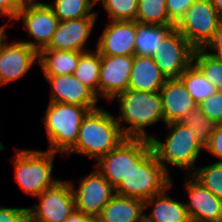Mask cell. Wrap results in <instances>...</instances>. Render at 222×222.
Listing matches in <instances>:
<instances>
[{
  "label": "cell",
  "mask_w": 222,
  "mask_h": 222,
  "mask_svg": "<svg viewBox=\"0 0 222 222\" xmlns=\"http://www.w3.org/2000/svg\"><path fill=\"white\" fill-rule=\"evenodd\" d=\"M63 222H95V218L74 210Z\"/></svg>",
  "instance_id": "39"
},
{
  "label": "cell",
  "mask_w": 222,
  "mask_h": 222,
  "mask_svg": "<svg viewBox=\"0 0 222 222\" xmlns=\"http://www.w3.org/2000/svg\"><path fill=\"white\" fill-rule=\"evenodd\" d=\"M195 1L196 0H166L167 14L170 21L176 25Z\"/></svg>",
  "instance_id": "34"
},
{
  "label": "cell",
  "mask_w": 222,
  "mask_h": 222,
  "mask_svg": "<svg viewBox=\"0 0 222 222\" xmlns=\"http://www.w3.org/2000/svg\"><path fill=\"white\" fill-rule=\"evenodd\" d=\"M193 64L205 78L215 85L216 90L222 91V61L214 58L202 48H197L193 55Z\"/></svg>",
  "instance_id": "30"
},
{
  "label": "cell",
  "mask_w": 222,
  "mask_h": 222,
  "mask_svg": "<svg viewBox=\"0 0 222 222\" xmlns=\"http://www.w3.org/2000/svg\"><path fill=\"white\" fill-rule=\"evenodd\" d=\"M126 138L115 117L98 107L84 116L77 141L66 155L77 153L98 160Z\"/></svg>",
  "instance_id": "1"
},
{
  "label": "cell",
  "mask_w": 222,
  "mask_h": 222,
  "mask_svg": "<svg viewBox=\"0 0 222 222\" xmlns=\"http://www.w3.org/2000/svg\"><path fill=\"white\" fill-rule=\"evenodd\" d=\"M99 1L109 13L110 21H135L138 0H96V3Z\"/></svg>",
  "instance_id": "32"
},
{
  "label": "cell",
  "mask_w": 222,
  "mask_h": 222,
  "mask_svg": "<svg viewBox=\"0 0 222 222\" xmlns=\"http://www.w3.org/2000/svg\"><path fill=\"white\" fill-rule=\"evenodd\" d=\"M205 188L222 200V163L199 167L191 174Z\"/></svg>",
  "instance_id": "31"
},
{
  "label": "cell",
  "mask_w": 222,
  "mask_h": 222,
  "mask_svg": "<svg viewBox=\"0 0 222 222\" xmlns=\"http://www.w3.org/2000/svg\"><path fill=\"white\" fill-rule=\"evenodd\" d=\"M135 21L149 25L173 24L167 14L166 0H138Z\"/></svg>",
  "instance_id": "29"
},
{
  "label": "cell",
  "mask_w": 222,
  "mask_h": 222,
  "mask_svg": "<svg viewBox=\"0 0 222 222\" xmlns=\"http://www.w3.org/2000/svg\"><path fill=\"white\" fill-rule=\"evenodd\" d=\"M220 23L211 0H196L175 28L197 49L207 44Z\"/></svg>",
  "instance_id": "8"
},
{
  "label": "cell",
  "mask_w": 222,
  "mask_h": 222,
  "mask_svg": "<svg viewBox=\"0 0 222 222\" xmlns=\"http://www.w3.org/2000/svg\"><path fill=\"white\" fill-rule=\"evenodd\" d=\"M15 150V180L26 194L37 197L60 181L51 176L56 153L23 148Z\"/></svg>",
  "instance_id": "6"
},
{
  "label": "cell",
  "mask_w": 222,
  "mask_h": 222,
  "mask_svg": "<svg viewBox=\"0 0 222 222\" xmlns=\"http://www.w3.org/2000/svg\"><path fill=\"white\" fill-rule=\"evenodd\" d=\"M101 55L95 51L84 52L78 61L72 75L87 86L99 98V74Z\"/></svg>",
  "instance_id": "25"
},
{
  "label": "cell",
  "mask_w": 222,
  "mask_h": 222,
  "mask_svg": "<svg viewBox=\"0 0 222 222\" xmlns=\"http://www.w3.org/2000/svg\"><path fill=\"white\" fill-rule=\"evenodd\" d=\"M37 198L39 203L28 207L29 222H63L75 210L70 181H58Z\"/></svg>",
  "instance_id": "9"
},
{
  "label": "cell",
  "mask_w": 222,
  "mask_h": 222,
  "mask_svg": "<svg viewBox=\"0 0 222 222\" xmlns=\"http://www.w3.org/2000/svg\"><path fill=\"white\" fill-rule=\"evenodd\" d=\"M0 222H29L28 208L0 206Z\"/></svg>",
  "instance_id": "35"
},
{
  "label": "cell",
  "mask_w": 222,
  "mask_h": 222,
  "mask_svg": "<svg viewBox=\"0 0 222 222\" xmlns=\"http://www.w3.org/2000/svg\"><path fill=\"white\" fill-rule=\"evenodd\" d=\"M205 51L211 49L214 52H207L211 56L216 59L222 61V22L218 25L217 29L215 30L213 37L207 42V44L202 48Z\"/></svg>",
  "instance_id": "36"
},
{
  "label": "cell",
  "mask_w": 222,
  "mask_h": 222,
  "mask_svg": "<svg viewBox=\"0 0 222 222\" xmlns=\"http://www.w3.org/2000/svg\"><path fill=\"white\" fill-rule=\"evenodd\" d=\"M195 48L174 28L156 48L152 58L166 79L179 78L193 63Z\"/></svg>",
  "instance_id": "10"
},
{
  "label": "cell",
  "mask_w": 222,
  "mask_h": 222,
  "mask_svg": "<svg viewBox=\"0 0 222 222\" xmlns=\"http://www.w3.org/2000/svg\"><path fill=\"white\" fill-rule=\"evenodd\" d=\"M175 28L174 24L149 25L136 22L134 55L152 57L161 41Z\"/></svg>",
  "instance_id": "24"
},
{
  "label": "cell",
  "mask_w": 222,
  "mask_h": 222,
  "mask_svg": "<svg viewBox=\"0 0 222 222\" xmlns=\"http://www.w3.org/2000/svg\"><path fill=\"white\" fill-rule=\"evenodd\" d=\"M152 57L134 55L133 67L129 78V89L144 92H157L166 82Z\"/></svg>",
  "instance_id": "20"
},
{
  "label": "cell",
  "mask_w": 222,
  "mask_h": 222,
  "mask_svg": "<svg viewBox=\"0 0 222 222\" xmlns=\"http://www.w3.org/2000/svg\"><path fill=\"white\" fill-rule=\"evenodd\" d=\"M89 109L66 103L49 102L42 118L54 153L66 154L76 143L80 125Z\"/></svg>",
  "instance_id": "5"
},
{
  "label": "cell",
  "mask_w": 222,
  "mask_h": 222,
  "mask_svg": "<svg viewBox=\"0 0 222 222\" xmlns=\"http://www.w3.org/2000/svg\"><path fill=\"white\" fill-rule=\"evenodd\" d=\"M164 191L144 201V210L152 206V212L144 214L149 222H191L184 202L177 201Z\"/></svg>",
  "instance_id": "22"
},
{
  "label": "cell",
  "mask_w": 222,
  "mask_h": 222,
  "mask_svg": "<svg viewBox=\"0 0 222 222\" xmlns=\"http://www.w3.org/2000/svg\"><path fill=\"white\" fill-rule=\"evenodd\" d=\"M189 179V180H188ZM189 202L184 203L191 222H222V200L191 174L185 180Z\"/></svg>",
  "instance_id": "15"
},
{
  "label": "cell",
  "mask_w": 222,
  "mask_h": 222,
  "mask_svg": "<svg viewBox=\"0 0 222 222\" xmlns=\"http://www.w3.org/2000/svg\"><path fill=\"white\" fill-rule=\"evenodd\" d=\"M134 55H101L99 74V96L112 100L117 94L128 89Z\"/></svg>",
  "instance_id": "14"
},
{
  "label": "cell",
  "mask_w": 222,
  "mask_h": 222,
  "mask_svg": "<svg viewBox=\"0 0 222 222\" xmlns=\"http://www.w3.org/2000/svg\"><path fill=\"white\" fill-rule=\"evenodd\" d=\"M70 185L74 195L75 210L94 218L116 194L115 188L97 169L82 177L78 189L72 181Z\"/></svg>",
  "instance_id": "12"
},
{
  "label": "cell",
  "mask_w": 222,
  "mask_h": 222,
  "mask_svg": "<svg viewBox=\"0 0 222 222\" xmlns=\"http://www.w3.org/2000/svg\"><path fill=\"white\" fill-rule=\"evenodd\" d=\"M151 150L152 145L149 139L127 137L115 149L101 156L95 166L116 188Z\"/></svg>",
  "instance_id": "7"
},
{
  "label": "cell",
  "mask_w": 222,
  "mask_h": 222,
  "mask_svg": "<svg viewBox=\"0 0 222 222\" xmlns=\"http://www.w3.org/2000/svg\"><path fill=\"white\" fill-rule=\"evenodd\" d=\"M4 40L0 48V86L22 78L39 63V52L23 41Z\"/></svg>",
  "instance_id": "13"
},
{
  "label": "cell",
  "mask_w": 222,
  "mask_h": 222,
  "mask_svg": "<svg viewBox=\"0 0 222 222\" xmlns=\"http://www.w3.org/2000/svg\"><path fill=\"white\" fill-rule=\"evenodd\" d=\"M169 129L165 142L159 141L151 135L152 150L158 161L168 173L167 164L180 169L191 171L197 166L196 160L200 152L204 149L196 139L193 131L180 122L165 124Z\"/></svg>",
  "instance_id": "3"
},
{
  "label": "cell",
  "mask_w": 222,
  "mask_h": 222,
  "mask_svg": "<svg viewBox=\"0 0 222 222\" xmlns=\"http://www.w3.org/2000/svg\"><path fill=\"white\" fill-rule=\"evenodd\" d=\"M15 19L22 20L29 37L34 39L23 42L38 52L49 45L59 22L48 3L37 0L24 4Z\"/></svg>",
  "instance_id": "11"
},
{
  "label": "cell",
  "mask_w": 222,
  "mask_h": 222,
  "mask_svg": "<svg viewBox=\"0 0 222 222\" xmlns=\"http://www.w3.org/2000/svg\"><path fill=\"white\" fill-rule=\"evenodd\" d=\"M160 96L164 124L180 122L187 112L197 106L180 78L167 79L160 89Z\"/></svg>",
  "instance_id": "19"
},
{
  "label": "cell",
  "mask_w": 222,
  "mask_h": 222,
  "mask_svg": "<svg viewBox=\"0 0 222 222\" xmlns=\"http://www.w3.org/2000/svg\"><path fill=\"white\" fill-rule=\"evenodd\" d=\"M51 85L49 102L66 103L87 107L89 110L98 108V97L72 74L45 76Z\"/></svg>",
  "instance_id": "18"
},
{
  "label": "cell",
  "mask_w": 222,
  "mask_h": 222,
  "mask_svg": "<svg viewBox=\"0 0 222 222\" xmlns=\"http://www.w3.org/2000/svg\"><path fill=\"white\" fill-rule=\"evenodd\" d=\"M8 25V23L7 24H4V25H2L1 27H0V48H1V45H2V42L4 41V40H6V38L8 37L7 35H6V29L9 27V26H7Z\"/></svg>",
  "instance_id": "41"
},
{
  "label": "cell",
  "mask_w": 222,
  "mask_h": 222,
  "mask_svg": "<svg viewBox=\"0 0 222 222\" xmlns=\"http://www.w3.org/2000/svg\"><path fill=\"white\" fill-rule=\"evenodd\" d=\"M19 1L24 5V4H26V3H28V2H30L32 0H19Z\"/></svg>",
  "instance_id": "42"
},
{
  "label": "cell",
  "mask_w": 222,
  "mask_h": 222,
  "mask_svg": "<svg viewBox=\"0 0 222 222\" xmlns=\"http://www.w3.org/2000/svg\"><path fill=\"white\" fill-rule=\"evenodd\" d=\"M6 149L4 145L0 142V151Z\"/></svg>",
  "instance_id": "43"
},
{
  "label": "cell",
  "mask_w": 222,
  "mask_h": 222,
  "mask_svg": "<svg viewBox=\"0 0 222 222\" xmlns=\"http://www.w3.org/2000/svg\"><path fill=\"white\" fill-rule=\"evenodd\" d=\"M84 52L42 49L39 65L45 76L72 74Z\"/></svg>",
  "instance_id": "23"
},
{
  "label": "cell",
  "mask_w": 222,
  "mask_h": 222,
  "mask_svg": "<svg viewBox=\"0 0 222 222\" xmlns=\"http://www.w3.org/2000/svg\"><path fill=\"white\" fill-rule=\"evenodd\" d=\"M22 6L23 4L19 0H0V16H8L9 23L11 20H15Z\"/></svg>",
  "instance_id": "38"
},
{
  "label": "cell",
  "mask_w": 222,
  "mask_h": 222,
  "mask_svg": "<svg viewBox=\"0 0 222 222\" xmlns=\"http://www.w3.org/2000/svg\"><path fill=\"white\" fill-rule=\"evenodd\" d=\"M213 7L215 8L216 12L218 13V16L222 22V0H211Z\"/></svg>",
  "instance_id": "40"
},
{
  "label": "cell",
  "mask_w": 222,
  "mask_h": 222,
  "mask_svg": "<svg viewBox=\"0 0 222 222\" xmlns=\"http://www.w3.org/2000/svg\"><path fill=\"white\" fill-rule=\"evenodd\" d=\"M96 18L59 21L51 42L43 49L87 52L85 45L92 33Z\"/></svg>",
  "instance_id": "16"
},
{
  "label": "cell",
  "mask_w": 222,
  "mask_h": 222,
  "mask_svg": "<svg viewBox=\"0 0 222 222\" xmlns=\"http://www.w3.org/2000/svg\"><path fill=\"white\" fill-rule=\"evenodd\" d=\"M144 211V201L115 194L95 222H142Z\"/></svg>",
  "instance_id": "21"
},
{
  "label": "cell",
  "mask_w": 222,
  "mask_h": 222,
  "mask_svg": "<svg viewBox=\"0 0 222 222\" xmlns=\"http://www.w3.org/2000/svg\"><path fill=\"white\" fill-rule=\"evenodd\" d=\"M119 102L120 116L115 119L126 137L151 139L145 128L158 121H163V107L160 91L144 92L126 89L117 94L112 100ZM124 122L129 124L124 126ZM123 125V126H122Z\"/></svg>",
  "instance_id": "2"
},
{
  "label": "cell",
  "mask_w": 222,
  "mask_h": 222,
  "mask_svg": "<svg viewBox=\"0 0 222 222\" xmlns=\"http://www.w3.org/2000/svg\"><path fill=\"white\" fill-rule=\"evenodd\" d=\"M205 150L219 158L217 163H222V123L217 125Z\"/></svg>",
  "instance_id": "37"
},
{
  "label": "cell",
  "mask_w": 222,
  "mask_h": 222,
  "mask_svg": "<svg viewBox=\"0 0 222 222\" xmlns=\"http://www.w3.org/2000/svg\"><path fill=\"white\" fill-rule=\"evenodd\" d=\"M179 78L197 105L217 91L215 85L209 82L193 63Z\"/></svg>",
  "instance_id": "26"
},
{
  "label": "cell",
  "mask_w": 222,
  "mask_h": 222,
  "mask_svg": "<svg viewBox=\"0 0 222 222\" xmlns=\"http://www.w3.org/2000/svg\"><path fill=\"white\" fill-rule=\"evenodd\" d=\"M151 150L115 188V193L123 197L145 201L172 187V178Z\"/></svg>",
  "instance_id": "4"
},
{
  "label": "cell",
  "mask_w": 222,
  "mask_h": 222,
  "mask_svg": "<svg viewBox=\"0 0 222 222\" xmlns=\"http://www.w3.org/2000/svg\"><path fill=\"white\" fill-rule=\"evenodd\" d=\"M96 4V0H54V3H48L59 21L97 17V12L91 11Z\"/></svg>",
  "instance_id": "27"
},
{
  "label": "cell",
  "mask_w": 222,
  "mask_h": 222,
  "mask_svg": "<svg viewBox=\"0 0 222 222\" xmlns=\"http://www.w3.org/2000/svg\"><path fill=\"white\" fill-rule=\"evenodd\" d=\"M136 21H110L100 35L96 50L100 55H134Z\"/></svg>",
  "instance_id": "17"
},
{
  "label": "cell",
  "mask_w": 222,
  "mask_h": 222,
  "mask_svg": "<svg viewBox=\"0 0 222 222\" xmlns=\"http://www.w3.org/2000/svg\"><path fill=\"white\" fill-rule=\"evenodd\" d=\"M205 116L215 121L217 124L222 123V91H216L213 95L197 105Z\"/></svg>",
  "instance_id": "33"
},
{
  "label": "cell",
  "mask_w": 222,
  "mask_h": 222,
  "mask_svg": "<svg viewBox=\"0 0 222 222\" xmlns=\"http://www.w3.org/2000/svg\"><path fill=\"white\" fill-rule=\"evenodd\" d=\"M180 123L188 126L193 131L199 144L204 149L209 145L211 135L218 125L215 121L205 116L198 106L187 112Z\"/></svg>",
  "instance_id": "28"
}]
</instances>
